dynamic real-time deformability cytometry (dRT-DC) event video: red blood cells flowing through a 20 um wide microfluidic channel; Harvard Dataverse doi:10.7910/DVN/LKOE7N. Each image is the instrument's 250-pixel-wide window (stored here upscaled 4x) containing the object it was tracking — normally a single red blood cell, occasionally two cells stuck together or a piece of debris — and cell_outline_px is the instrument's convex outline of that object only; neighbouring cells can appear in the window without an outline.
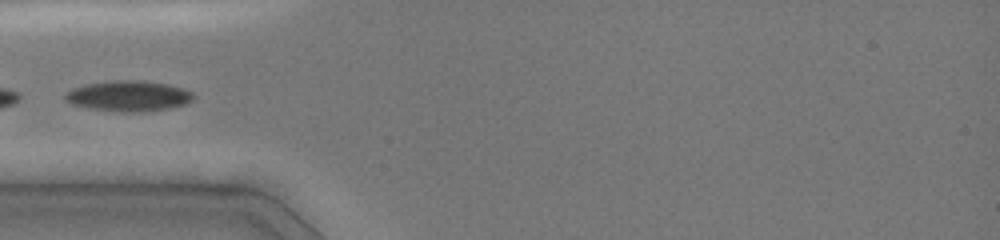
{"species": "common noctule bat (a hibernating species)", "species_latin": "Nyctalus noctula", "temperature_condition": "cold", "stored_images_in_passage": 12, "camera_frame_rate_fps": 3000, "um_per_image_px": 0.085, "animal": {"sex": "female", "body_mass_g": 19.0, "forearm_length_mm": 51.5}, "frame": {"image": 1, "passage_image": 7, "time_ms": 4.0, "image_size_px": [1000, 240], "cell_outline_px": [[196, 96], [188, 104], [168, 108], [136, 112], [120, 112], [92, 108], [72, 104], [64, 100], [64, 92], [72, 88], [84, 84], [112, 80], [144, 80], [168, 84], [184, 88], [192, 92]], "centroid_in_image_um": [10.93, 8.14], "position_along_channel_um": 74.1, "area_um2": 23.12}}